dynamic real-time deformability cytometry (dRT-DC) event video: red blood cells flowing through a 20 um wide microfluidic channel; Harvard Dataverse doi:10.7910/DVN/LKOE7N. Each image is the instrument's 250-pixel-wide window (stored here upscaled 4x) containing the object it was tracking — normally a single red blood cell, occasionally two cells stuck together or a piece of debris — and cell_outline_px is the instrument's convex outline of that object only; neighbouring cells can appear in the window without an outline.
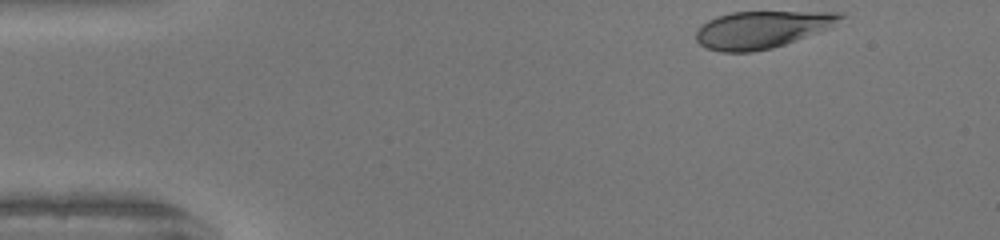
{"species": "human", "species_latin": "Homo sapiens", "temperature_condition": "warm", "stored_images_in_passage": 36, "camera_frame_rate_fps": 3000, "um_per_image_px": 0.085, "donor": {"sex": "female"}, "frame": {"image": 1, "passage_image": 1, "time_ms": 0.0, "image_size_px": [1000, 240], "cell_outline_px": [[844, 16], [832, 28], [772, 48], [752, 52], [720, 52], [704, 48], [696, 40], [696, 32], [708, 20], [716, 16], [732, 12], [844, 12]], "centroid_in_image_um": [64.77, 2.51], "position_along_channel_um": 20.2, "area_um2": 31.33}}
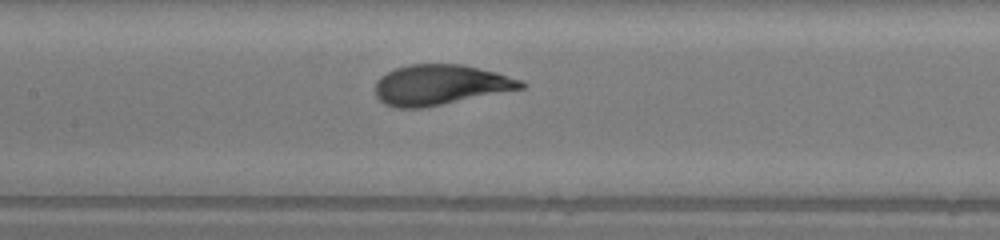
{"frame": {"image": 2, "passage_image": 19, "time_ms": 6.0, "image_size_px": [1000, 240], "cell_outline_px": [[528, 84], [524, 88], [420, 108], [396, 108], [384, 104], [376, 96], [376, 80], [380, 76], [396, 68], [408, 64], [464, 64], [496, 72], [520, 80]], "centroid_in_image_um": [37.4, 7.2], "position_along_channel_um": 170.0, "area_um2": 33.99}}
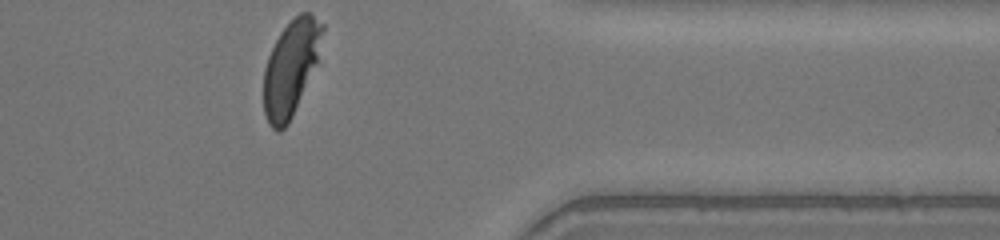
{"frame": {"image": 3, "passage_image": 36, "time_ms": 11.667, "image_size_px": [1000, 240], "cell_outline_px": [[324, 28], [316, 60], [292, 116], [288, 124], [280, 132], [276, 132], [268, 124], [264, 112], [264, 68], [268, 56], [280, 32], [300, 12], [308, 12], [324, 24]], "centroid_in_image_um": [24.68, 5.78], "position_along_channel_um": 386.7, "area_um2": 31.73}, "authors_computed_cell_mechanics": {"area_um2": 33.9864, "velocity_mm_per_s": 4.1186, "shape_relaxation_time_tau1_ms": 2.9634, "shape_relaxation_time_tau2_ms": null, "deformation_change_tau1": 0.2183, "deformation_change_tau2": null}}